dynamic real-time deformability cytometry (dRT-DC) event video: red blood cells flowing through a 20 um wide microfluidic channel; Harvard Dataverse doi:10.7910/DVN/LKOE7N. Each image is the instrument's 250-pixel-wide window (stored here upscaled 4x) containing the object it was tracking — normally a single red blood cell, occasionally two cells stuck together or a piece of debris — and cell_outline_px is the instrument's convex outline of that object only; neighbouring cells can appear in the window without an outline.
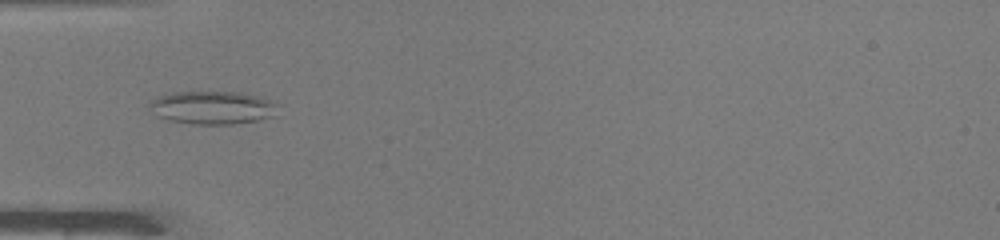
{"species": "common noctule bat (a hibernating species)", "species_latin": "Nyctalus noctula", "temperature_condition": "warm", "stored_images_in_passage": 48, "camera_frame_rate_fps": 3000, "um_per_image_px": 0.085, "animal": {"sex": "male", "body_mass_g": 19.0, "forearm_length_mm": 50.8}, "frame": {"image": 1, "passage_image": 15, "time_ms": 4.667, "image_size_px": [1000, 240], "cell_outline_px": [[280, 104], [276, 116], [256, 120], [232, 124], [192, 124], [168, 120], [156, 116], [148, 108], [148, 104], [156, 96], [172, 92], [240, 92], [260, 96]], "centroid_in_image_um": [18.07, 9.14], "position_along_channel_um": 66.9, "area_um2": 25.2}}
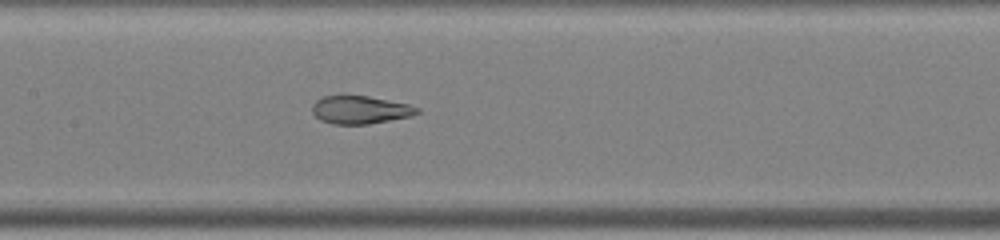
{"frame": {"image": 2, "passage_image": 23, "time_ms": 7.333, "image_size_px": [1000, 240], "cell_outline_px": [[420, 112], [412, 116], [368, 124], [332, 124], [320, 120], [312, 112], [312, 104], [316, 100], [324, 96], [368, 96], [408, 104], [420, 108]], "centroid_in_image_um": [30.62, 9.34], "position_along_channel_um": 176.8, "area_um2": 17.05}}
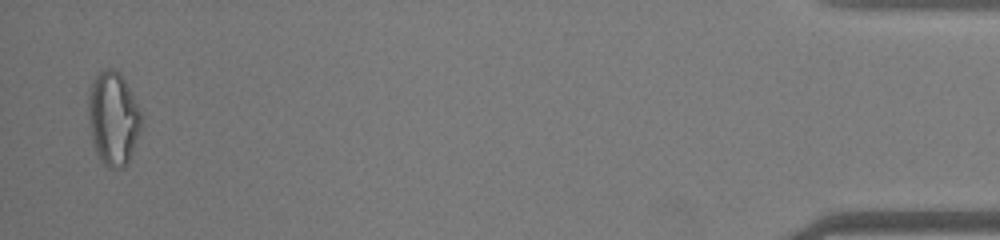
{"frame": {"image": 3, "passage_image": 47, "time_ms": 15.333, "image_size_px": [1000, 240], "cell_outline_px": [[140, 128], [128, 164], [124, 168], [108, 168], [100, 160], [96, 152], [92, 140], [88, 120], [88, 96], [92, 80], [96, 72], [104, 68], [116, 68], [120, 72], [140, 112]], "centroid_in_image_um": [9.57, 10.05], "position_along_channel_um": 425.6, "area_um2": 28.84}, "authors_computed_cell_mechanics": {"area_um2": 22.5998, "velocity_mm_per_s": 4.1378, "shape_relaxation_time_tau1_ms": null, "shape_relaxation_time_tau2_ms": 0.936, "deformation_change_tau1": null, "deformation_change_tau2": 0.0785}}